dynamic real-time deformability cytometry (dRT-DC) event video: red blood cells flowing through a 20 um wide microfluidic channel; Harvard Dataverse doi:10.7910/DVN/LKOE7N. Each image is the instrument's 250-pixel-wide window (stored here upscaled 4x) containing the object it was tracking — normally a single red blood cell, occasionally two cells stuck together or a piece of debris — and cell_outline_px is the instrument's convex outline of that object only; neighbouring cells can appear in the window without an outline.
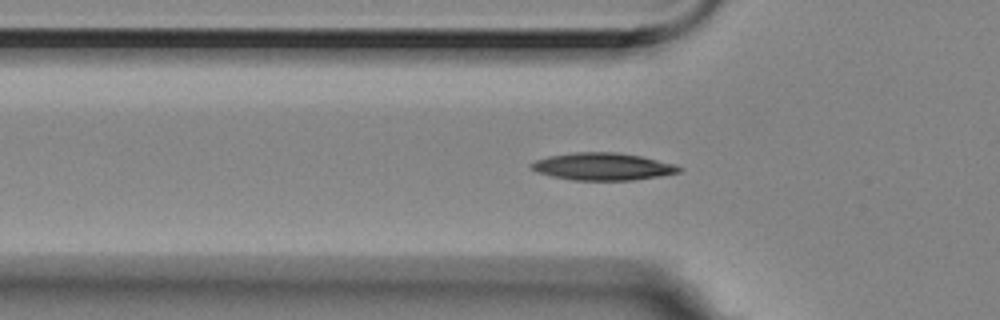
{"species": "Egyptian fruit bat (a non-hibernating species)", "species_latin": "Rousettus aegyptiacus", "temperature_condition": "room temperature", "stored_images_in_passage": 46, "camera_frame_rate_fps": 3000, "um_per_image_px": 0.085, "animal": {"sex": "female"}, "frame": {"image": 1, "passage_image": 14, "time_ms": 4.333, "image_size_px": [1000, 320], "cell_outline_px": [[680, 172], [660, 176], [632, 180], [572, 180], [552, 176], [536, 172], [528, 164], [536, 160], [548, 156], [572, 152], [616, 152], [640, 156], [676, 164], [680, 168]], "centroid_in_image_um": [51.2, 14.15], "position_along_channel_um": 74.6, "area_um2": 23.52}}
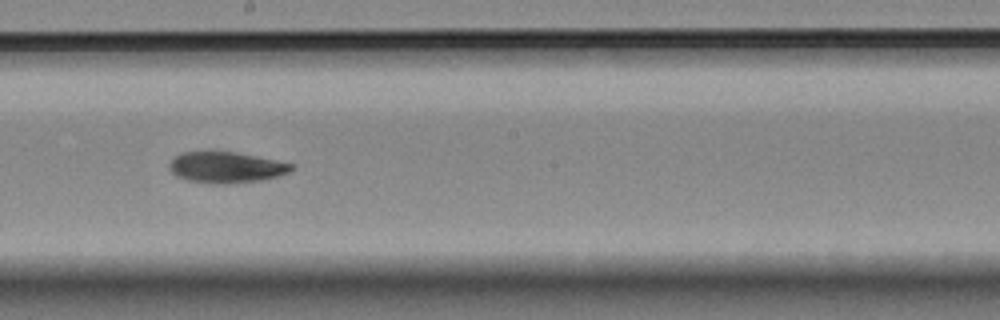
{"frame": {"image": 2, "passage_image": 27, "time_ms": 8.667, "image_size_px": [1000, 320], "cell_outline_px": [[292, 168], [288, 172], [276, 176], [260, 180], [232, 184], [208, 184], [188, 180], [176, 176], [172, 172], [172, 160], [180, 152], [232, 152], [292, 164]], "centroid_in_image_um": [19.18, 14.25], "position_along_channel_um": 229.0, "area_um2": 21.44}}
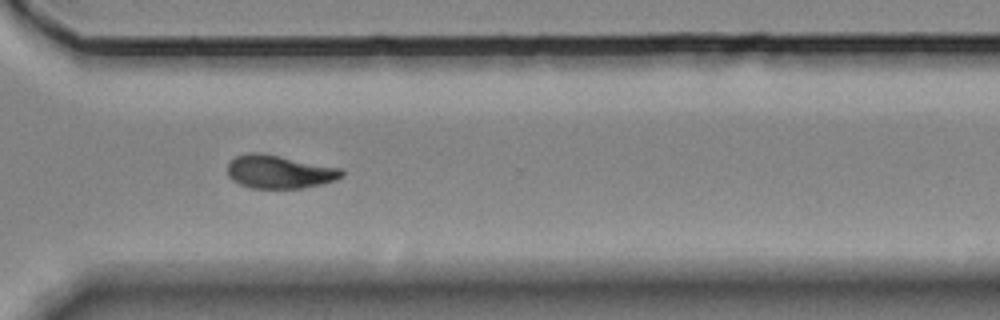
{"frame": {"image": 3, "passage_image": 37, "time_ms": 12.0, "image_size_px": [1000, 320], "cell_outline_px": [[344, 176], [336, 180], [304, 188], [248, 188], [232, 180], [228, 176], [228, 164], [236, 156], [248, 152], [260, 152], [340, 168], [344, 172]], "centroid_in_image_um": [23.73, 14.6], "position_along_channel_um": 346.9, "area_um2": 22.14}, "authors_computed_cell_mechanics": {"area_um2": 22.1374, "velocity_mm_per_s": 3.5431, "shape_relaxation_time_tau1_ms": 5.7495, "shape_relaxation_time_tau2_ms": 8.5658, "deformation_change_tau1": 0.1452, "deformation_change_tau2": 0.1337}}